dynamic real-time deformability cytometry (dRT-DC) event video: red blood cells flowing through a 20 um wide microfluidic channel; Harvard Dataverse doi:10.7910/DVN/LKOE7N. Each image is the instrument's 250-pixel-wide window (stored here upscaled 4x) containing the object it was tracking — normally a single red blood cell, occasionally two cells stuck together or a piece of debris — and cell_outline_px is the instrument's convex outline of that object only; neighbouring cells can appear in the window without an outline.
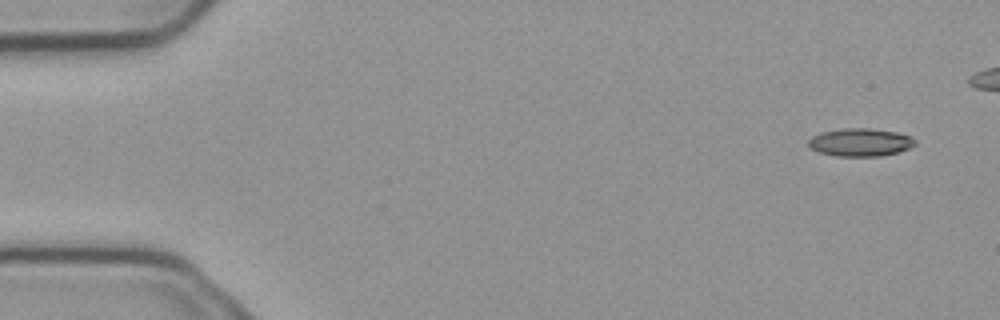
{"species": "common noctule bat (a hibernating species)", "species_latin": "Nyctalus noctula", "temperature_condition": "cold", "stored_images_in_passage": 5, "camera_frame_rate_fps": 3000, "um_per_image_px": 0.085, "animal": {"sex": "male", "body_mass_g": 23.1, "forearm_length_mm": 52.7}, "frame": {"image": 1, "passage_image": 1, "time_ms": 0.0, "image_size_px": [1000, 320], "cell_outline_px": [[916, 144], [900, 152], [880, 156], [836, 156], [820, 152], [812, 148], [808, 144], [808, 140], [812, 136], [820, 132], [844, 128], [868, 128], [896, 132], [912, 136], [916, 140]], "centroid_in_image_um": [73.15, 12.09], "position_along_channel_um": 11.9, "area_um2": 17.4}}